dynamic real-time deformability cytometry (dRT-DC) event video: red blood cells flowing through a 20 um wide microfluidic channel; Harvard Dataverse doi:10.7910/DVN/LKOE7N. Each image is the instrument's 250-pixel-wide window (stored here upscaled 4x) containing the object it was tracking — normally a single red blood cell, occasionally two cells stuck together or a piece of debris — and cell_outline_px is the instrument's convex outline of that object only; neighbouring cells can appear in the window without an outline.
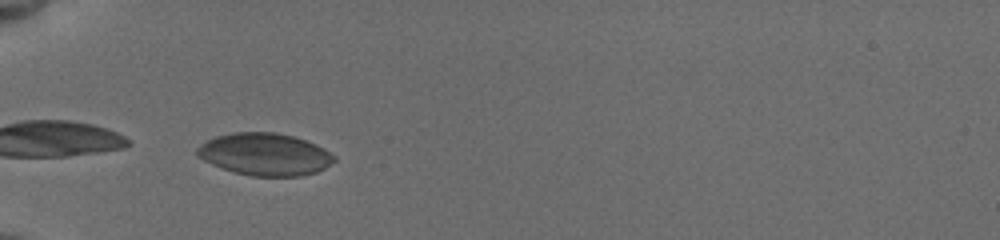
{"species": "common noctule bat (a hibernating species)", "species_latin": "Nyctalus noctula", "temperature_condition": "cold", "stored_images_in_passage": 6, "camera_frame_rate_fps": 3000, "um_per_image_px": 0.085, "animal": {"sex": "female", "body_mass_g": 19.5, "forearm_length_mm": 54.1}, "frame": {"image": 1, "passage_image": 1, "time_ms": 0.0, "image_size_px": [1000, 240], "cell_outline_px": [[336, 160], [324, 168], [316, 172], [300, 176], [252, 176], [236, 172], [212, 164], [196, 156], [196, 148], [200, 144], [216, 136], [232, 132], [276, 132], [292, 136], [316, 144], [324, 148], [336, 156]], "centroid_in_image_um": [22.52, 13.11], "position_along_channel_um": 62.5, "area_um2": 33.7}}